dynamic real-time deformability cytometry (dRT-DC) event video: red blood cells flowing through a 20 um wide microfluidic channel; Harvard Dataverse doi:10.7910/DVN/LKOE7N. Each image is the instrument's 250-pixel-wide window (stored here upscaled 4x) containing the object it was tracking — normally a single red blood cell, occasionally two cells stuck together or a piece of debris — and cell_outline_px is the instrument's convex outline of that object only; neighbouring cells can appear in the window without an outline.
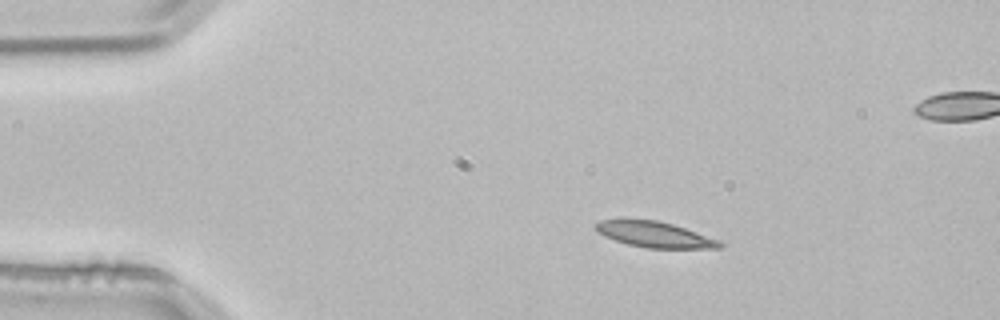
{"species": "common noctule bat (a hibernating species)", "species_latin": "Nyctalus noctula", "temperature_condition": "room temperature", "stored_images_in_passage": 4, "segment_of_instrument_passage": [1, 2], "camera_frame_rate_fps": 3000, "um_per_image_px": 0.085, "animal": {"sex": "male", "body_mass_g": 21.5, "forearm_length_mm": 52.0}, "frame": {"image": 1, "passage_image": 2, "time_ms": 0.333, "image_size_px": [1000, 320], "cell_outline_px": [[724, 248], [648, 248], [628, 244], [604, 236], [596, 228], [596, 224], [600, 220], [656, 220], [672, 224], [720, 240], [724, 244]], "centroid_in_image_um": [55.72, 19.95], "position_along_channel_um": 29.3, "area_um2": 18.21}}